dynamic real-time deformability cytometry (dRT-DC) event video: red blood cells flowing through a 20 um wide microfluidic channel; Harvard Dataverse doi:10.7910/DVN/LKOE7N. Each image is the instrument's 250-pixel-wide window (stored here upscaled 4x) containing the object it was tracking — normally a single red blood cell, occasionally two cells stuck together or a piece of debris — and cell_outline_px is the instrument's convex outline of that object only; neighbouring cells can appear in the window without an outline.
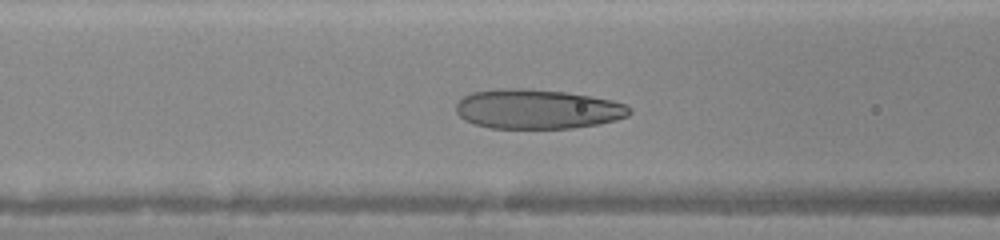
{"species": "human", "species_latin": "Homo sapiens", "temperature_condition": "warm", "stored_images_in_passage": 39, "camera_frame_rate_fps": 3000, "um_per_image_px": 0.085, "donor": {"sex": "female"}, "frame": {"image": 1, "passage_image": 16, "time_ms": 5.0, "image_size_px": [1000, 240], "cell_outline_px": [[632, 112], [628, 116], [616, 120], [596, 124], [572, 128], [488, 128], [464, 120], [456, 112], [456, 104], [464, 96], [472, 92], [500, 88], [524, 88], [564, 92], [612, 100], [624, 104], [632, 108]], "centroid_in_image_um": [45.67, 9.27], "position_along_channel_um": 120.9, "area_um2": 39.94}}
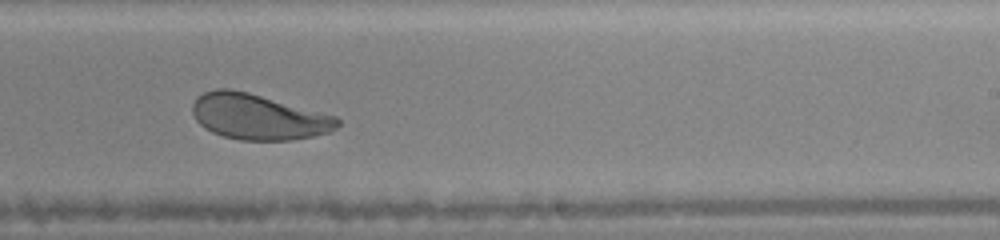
{"frame": {"image": 2, "passage_image": 26, "time_ms": 8.333, "image_size_px": [1000, 240], "cell_outline_px": [[340, 124], [336, 128], [328, 132], [312, 136], [292, 140], [240, 140], [224, 136], [212, 132], [204, 128], [196, 120], [192, 112], [192, 104], [196, 96], [204, 92], [216, 88], [228, 88], [248, 92], [336, 116], [340, 120]], "centroid_in_image_um": [21.92, 9.92], "position_along_channel_um": 267.1, "area_um2": 38.49}}
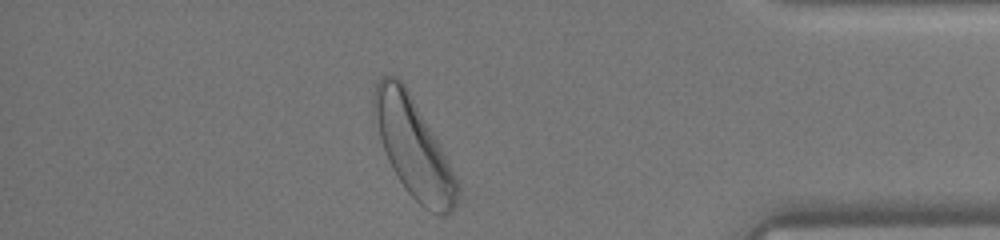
{"frame": {"image": 3, "passage_image": 37, "time_ms": 12.0, "image_size_px": [1000, 240], "cell_outline_px": [[460, 196], [452, 212], [448, 216], [440, 216], [424, 208], [408, 192], [396, 176], [388, 160], [372, 116], [372, 96], [376, 84], [380, 76], [396, 76], [404, 84], [436, 136], [440, 144], [460, 188]], "centroid_in_image_um": [35.13, 12.56], "position_along_channel_um": 400.1, "area_um2": 47.92}}